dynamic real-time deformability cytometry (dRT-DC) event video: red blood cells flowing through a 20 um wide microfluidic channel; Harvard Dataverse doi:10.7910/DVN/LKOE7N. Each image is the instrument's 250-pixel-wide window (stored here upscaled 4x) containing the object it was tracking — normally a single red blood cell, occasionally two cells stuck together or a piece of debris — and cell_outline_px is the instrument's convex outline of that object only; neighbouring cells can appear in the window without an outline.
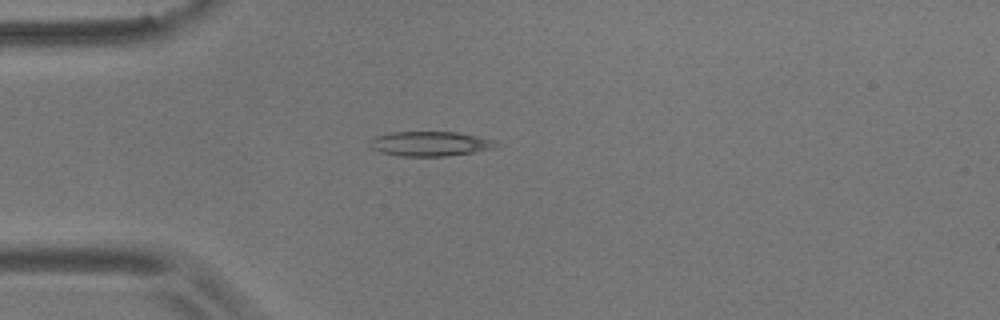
{"species": "common noctule bat (a hibernating species)", "species_latin": "Nyctalus noctula", "temperature_condition": "room temperature", "stored_images_in_passage": 45, "camera_frame_rate_fps": 3000, "um_per_image_px": 0.085, "animal": {"sex": "male", "body_mass_g": 17.9}, "frame": {"image": 1, "passage_image": 5, "time_ms": 1.333, "image_size_px": [1000, 320], "cell_outline_px": [[500, 144], [496, 148], [448, 156], [400, 156], [380, 152], [372, 148], [368, 140], [372, 136], [392, 132], [456, 132], [476, 136], [492, 140]], "centroid_in_image_um": [36.51, 12.22], "position_along_channel_um": 48.5, "area_um2": 18.21}}
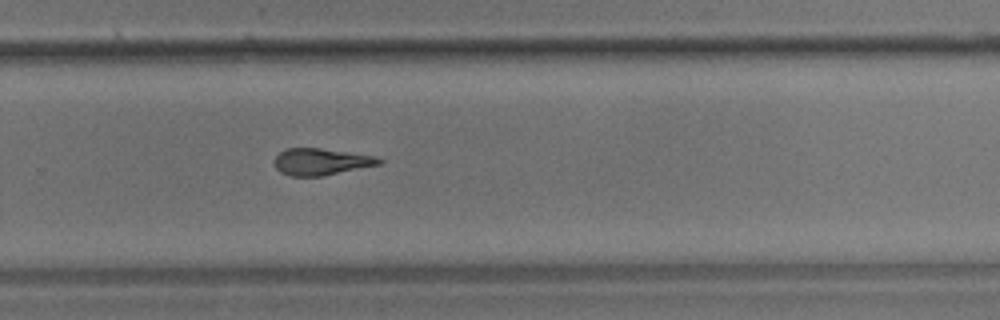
{"frame": {"image": 2, "passage_image": 27, "time_ms": 8.667, "image_size_px": [1000, 320], "cell_outline_px": [[384, 160], [380, 164], [320, 176], [292, 176], [280, 172], [276, 168], [276, 156], [284, 148], [320, 148], [348, 152], [372, 156]], "centroid_in_image_um": [27.26, 13.74], "position_along_channel_um": 302.5, "area_um2": 15.95}}
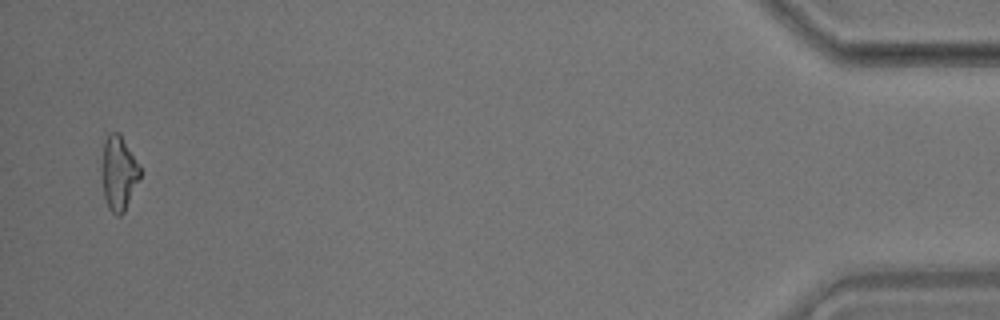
{"frame": {"image": 3, "passage_image": 44, "time_ms": 14.333, "image_size_px": [1000, 320], "cell_outline_px": [[140, 180], [124, 212], [120, 216], [116, 216], [108, 208], [104, 196], [104, 140], [108, 132], [120, 132], [140, 164]], "centroid_in_image_um": [10.15, 14.7], "position_along_channel_um": 425.1, "area_um2": 16.42}, "authors_computed_cell_mechanics": {"area_um2": 16.8198, "velocity_mm_per_s": 3.6476, "shape_relaxation_time_tau1_ms": 8.0076, "shape_relaxation_time_tau2_ms": 3.8571, "deformation_change_tau1": 0.1967, "deformation_change_tau2": 0.123}}